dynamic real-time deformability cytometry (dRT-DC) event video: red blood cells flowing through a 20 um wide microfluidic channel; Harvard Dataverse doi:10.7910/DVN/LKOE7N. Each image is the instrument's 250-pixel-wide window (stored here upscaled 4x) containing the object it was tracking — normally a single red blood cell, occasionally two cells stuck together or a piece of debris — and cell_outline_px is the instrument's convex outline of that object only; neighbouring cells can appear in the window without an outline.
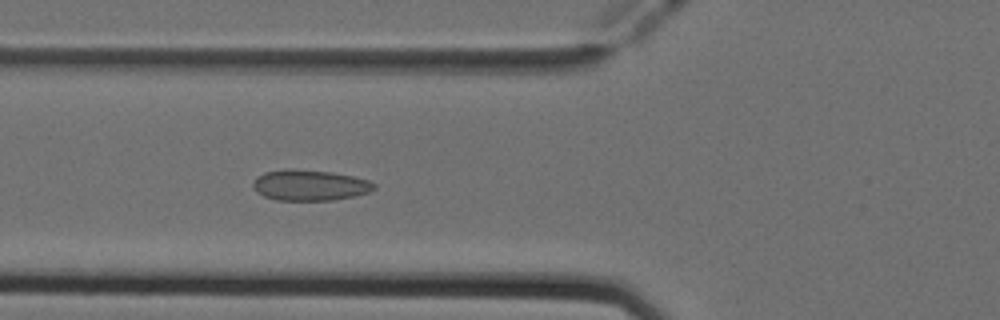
{"species": "Egyptian fruit bat (a non-hibernating species)", "species_latin": "Rousettus aegyptiacus", "temperature_condition": "cold", "stored_images_in_passage": 50, "camera_frame_rate_fps": 3000, "um_per_image_px": 0.085, "animal": {"sex": "female"}, "frame": {"image": 1, "passage_image": 18, "time_ms": 5.667, "image_size_px": [1000, 320], "cell_outline_px": [[376, 188], [368, 192], [356, 196], [332, 200], [276, 200], [264, 196], [256, 192], [252, 188], [252, 184], [256, 176], [264, 172], [288, 168], [332, 172], [352, 176], [368, 180], [376, 184]], "centroid_in_image_um": [26.3, 15.74], "position_along_channel_um": 99.5, "area_um2": 21.91}}
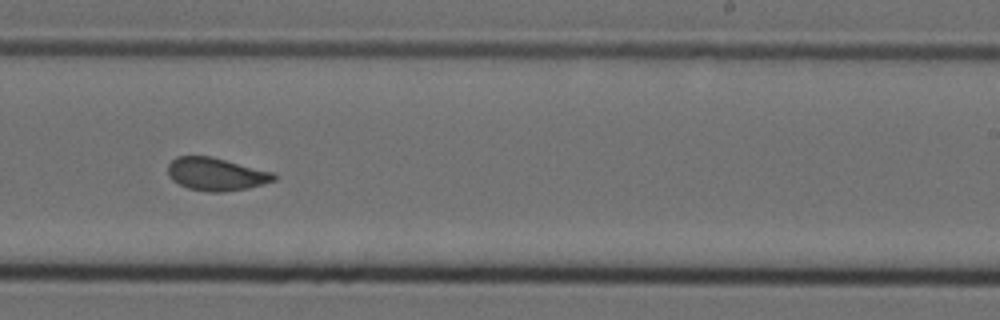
{"frame": {"image": 2, "passage_image": 31, "time_ms": 10.0, "image_size_px": [1000, 320], "cell_outline_px": [[276, 180], [248, 188], [224, 192], [208, 192], [188, 188], [172, 180], [168, 176], [168, 164], [176, 156], [212, 156], [272, 172], [276, 176]], "centroid_in_image_um": [18.35, 14.8], "position_along_channel_um": 270.7, "area_um2": 20.29}}
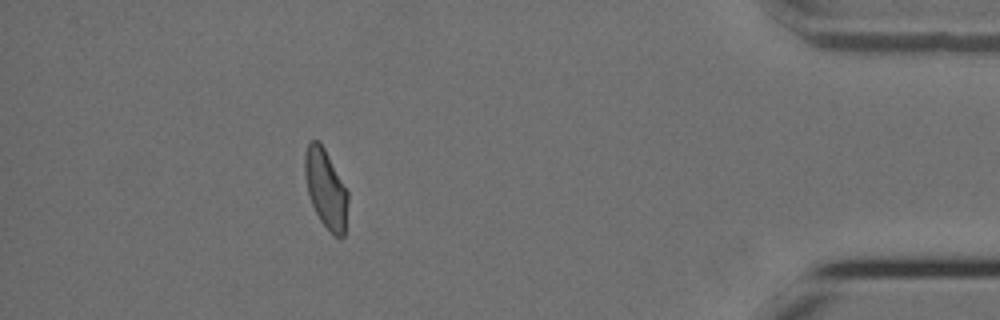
{"frame": {"image": 3, "passage_image": 45, "time_ms": 14.667, "image_size_px": [1000, 320], "cell_outline_px": [[348, 200], [344, 236], [332, 236], [320, 220], [308, 196], [304, 172], [304, 156], [308, 140], [320, 140], [348, 192]], "centroid_in_image_um": [27.67, 16.02], "position_along_channel_um": 407.5, "area_um2": 19.88}, "authors_computed_cell_mechanics": {"area_um2": 20.6346, "velocity_mm_per_s": 3.9491, "shape_relaxation_time_tau1_ms": null, "shape_relaxation_time_tau2_ms": 1.4783, "deformation_change_tau1": null, "deformation_change_tau2": 0.046}}